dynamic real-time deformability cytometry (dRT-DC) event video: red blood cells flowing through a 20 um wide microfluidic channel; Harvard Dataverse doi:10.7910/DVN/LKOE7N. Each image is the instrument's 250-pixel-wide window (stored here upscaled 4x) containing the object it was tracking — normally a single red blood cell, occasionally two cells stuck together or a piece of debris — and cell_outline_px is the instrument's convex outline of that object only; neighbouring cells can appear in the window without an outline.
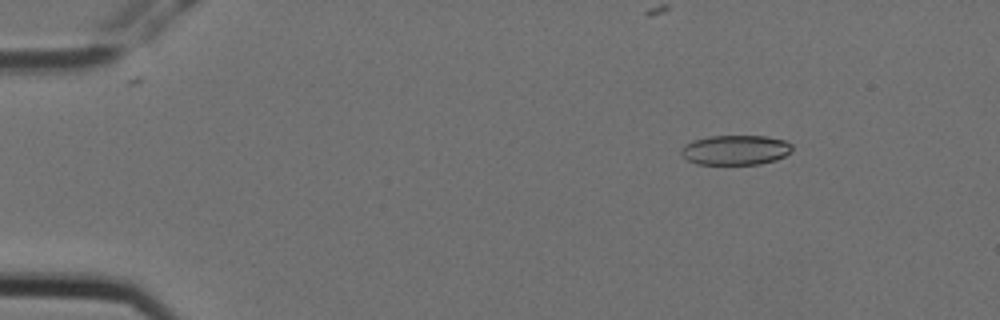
{"species": "Egyptian fruit bat (a non-hibernating species)", "species_latin": "Rousettus aegyptiacus", "temperature_condition": "cold", "stored_images_in_passage": 5, "camera_frame_rate_fps": 3000, "um_per_image_px": 0.085, "animal": {"sex": "female"}, "frame": {"image": 1, "passage_image": 2, "time_ms": 0.333, "image_size_px": [1000, 320], "cell_outline_px": [[792, 152], [776, 160], [760, 164], [696, 164], [688, 160], [680, 152], [684, 144], [692, 140], [708, 136], [764, 136], [784, 140], [792, 144]], "centroid_in_image_um": [62.52, 12.75], "position_along_channel_um": 22.5, "area_um2": 19.36}}
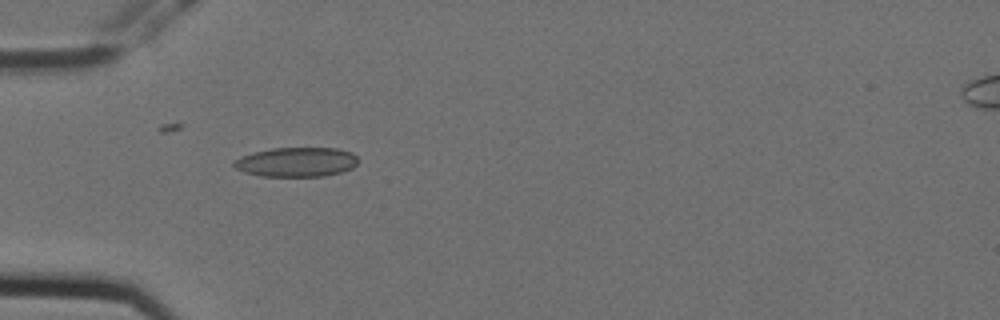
{"frame": {"image": 2, "passage_image": 4, "time_ms": 1.0, "image_size_px": [1000, 320], "cell_outline_px": [[356, 164], [352, 168], [340, 172], [324, 176], [260, 176], [244, 172], [236, 168], [232, 164], [240, 156], [252, 152], [272, 148], [336, 148], [352, 152], [356, 156]], "centroid_in_image_um": [25.17, 13.77], "position_along_channel_um": 59.8, "area_um2": 21.27}}
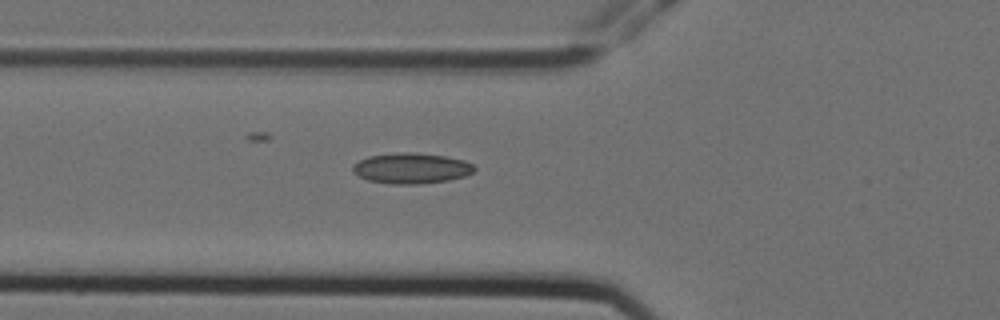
{"frame": {"image": 3, "passage_image": 5, "time_ms": 1.333, "image_size_px": [1000, 320], "cell_outline_px": [[476, 168], [472, 172], [464, 176], [448, 180], [416, 184], [392, 184], [368, 180], [352, 172], [352, 164], [368, 156], [400, 152], [412, 152], [444, 156], [464, 160], [472, 164]], "centroid_in_image_um": [34.94, 14.3], "position_along_channel_um": 90.9, "area_um2": 21.56}}